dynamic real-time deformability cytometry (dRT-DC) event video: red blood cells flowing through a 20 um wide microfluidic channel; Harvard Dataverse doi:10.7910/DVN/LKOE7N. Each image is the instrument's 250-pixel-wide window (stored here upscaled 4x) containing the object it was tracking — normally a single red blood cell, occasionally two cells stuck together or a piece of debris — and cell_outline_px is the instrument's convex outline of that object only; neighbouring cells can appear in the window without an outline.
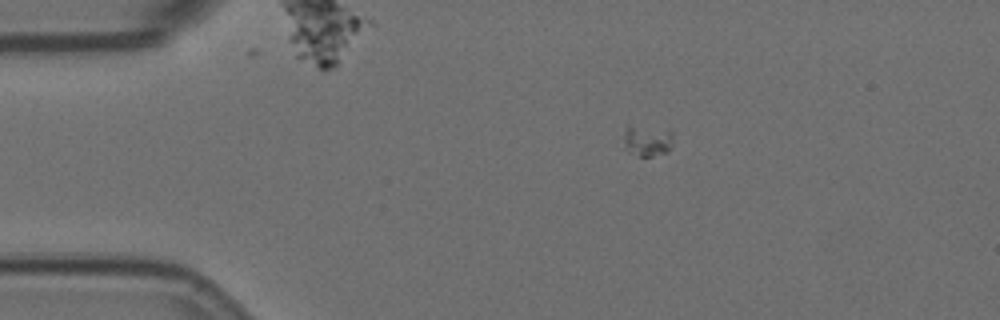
{"species": "Egyptian fruit bat (a non-hibernating species)", "species_latin": "Rousettus aegyptiacus", "temperature_condition": "room temperature", "stored_images_in_passage": 5, "camera_frame_rate_fps": 3000, "um_per_image_px": 0.085, "animal": {"sex": "female"}, "frame": {"image": 1, "passage_image": 3, "time_ms": 0.667, "image_size_px": [1000, 320], "cell_outline_px": [[672, 144], [668, 152], [652, 156], [640, 156], [628, 152], [616, 140], [624, 128], [628, 124], [668, 128], [672, 132]], "centroid_in_image_um": [54.88, 11.9], "position_along_channel_um": 30.1, "area_um2": 10.06}}